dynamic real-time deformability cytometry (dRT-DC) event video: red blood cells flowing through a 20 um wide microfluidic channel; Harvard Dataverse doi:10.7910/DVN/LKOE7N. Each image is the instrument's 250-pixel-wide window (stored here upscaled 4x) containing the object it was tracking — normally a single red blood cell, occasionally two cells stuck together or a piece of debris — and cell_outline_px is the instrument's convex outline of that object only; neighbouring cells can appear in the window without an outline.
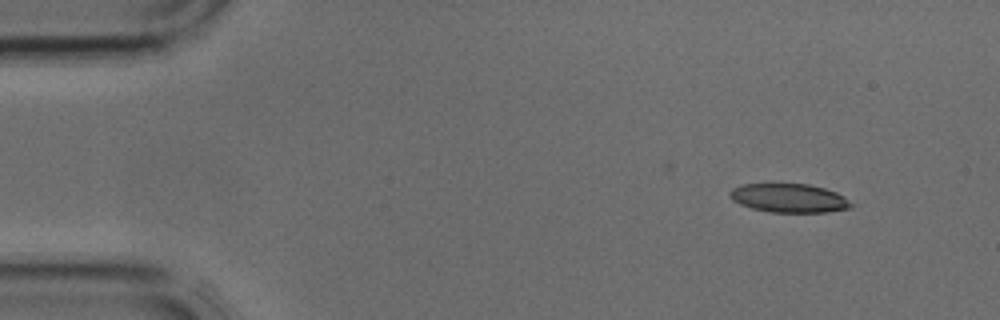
{"species": "common noctule bat (a hibernating species)", "species_latin": "Nyctalus noctula", "temperature_condition": "cold", "stored_images_in_passage": 3, "camera_frame_rate_fps": 3000, "um_per_image_px": 0.085, "animal": {"sex": "male", "body_mass_g": 17.9, "forearm_length_mm": 54.2}, "frame": {"image": 1, "passage_image": 1, "time_ms": 0.0, "image_size_px": [1000, 320], "cell_outline_px": [[856, 204], [852, 208], [828, 212], [768, 212], [752, 208], [740, 204], [732, 200], [728, 192], [732, 188], [744, 184], [808, 184], [824, 188], [836, 192], [844, 196]], "centroid_in_image_um": [67.11, 16.84], "position_along_channel_um": 17.9, "area_um2": 20.52}}
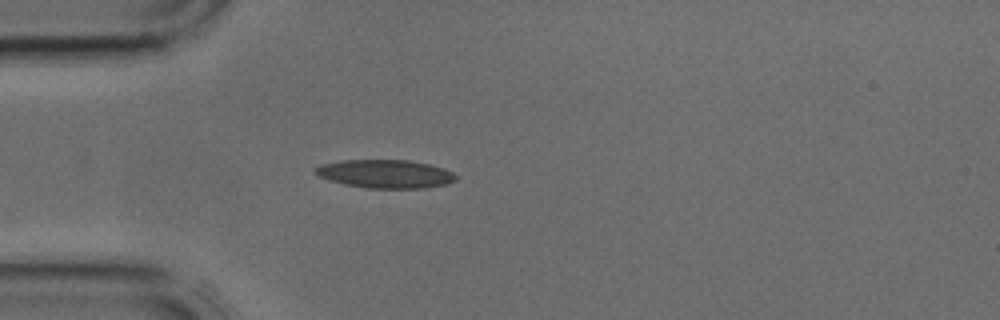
{"frame": {"image": 2, "passage_image": 3, "time_ms": 0.667, "image_size_px": [1000, 320], "cell_outline_px": [[456, 180], [444, 184], [424, 188], [368, 188], [344, 184], [320, 176], [316, 172], [316, 168], [320, 164], [344, 160], [408, 160], [428, 164], [444, 168], [452, 172], [456, 176]], "centroid_in_image_um": [32.78, 14.77], "position_along_channel_um": 52.2, "area_um2": 22.89}}